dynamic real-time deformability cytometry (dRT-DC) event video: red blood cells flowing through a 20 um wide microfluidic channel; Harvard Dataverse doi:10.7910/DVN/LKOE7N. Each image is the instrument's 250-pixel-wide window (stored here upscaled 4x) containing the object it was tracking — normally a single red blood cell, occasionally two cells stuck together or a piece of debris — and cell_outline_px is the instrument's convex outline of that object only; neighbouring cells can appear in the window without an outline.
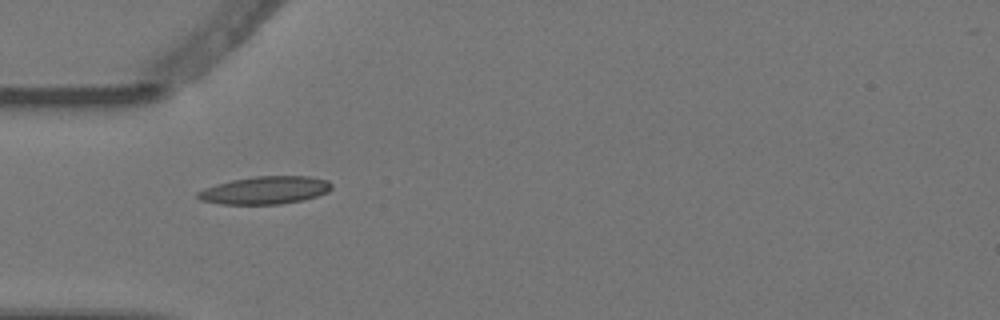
{"species": "Egyptian fruit bat (a non-hibernating species)", "species_latin": "Rousettus aegyptiacus", "temperature_condition": "warm", "stored_images_in_passage": 1, "camera_frame_rate_fps": 3000, "um_per_image_px": 0.085, "animal": {"sex": "female"}, "frame": {"image": 1, "passage_image": 1, "time_ms": 0.0, "image_size_px": [1000, 320], "cell_outline_px": [[332, 188], [328, 192], [316, 196], [300, 200], [280, 204], [220, 204], [200, 200], [196, 196], [196, 192], [204, 188], [216, 184], [232, 180], [256, 176], [308, 176], [328, 180], [332, 184]], "centroid_in_image_um": [22.51, 16.16], "position_along_channel_um": 62.5, "area_um2": 21.62}}